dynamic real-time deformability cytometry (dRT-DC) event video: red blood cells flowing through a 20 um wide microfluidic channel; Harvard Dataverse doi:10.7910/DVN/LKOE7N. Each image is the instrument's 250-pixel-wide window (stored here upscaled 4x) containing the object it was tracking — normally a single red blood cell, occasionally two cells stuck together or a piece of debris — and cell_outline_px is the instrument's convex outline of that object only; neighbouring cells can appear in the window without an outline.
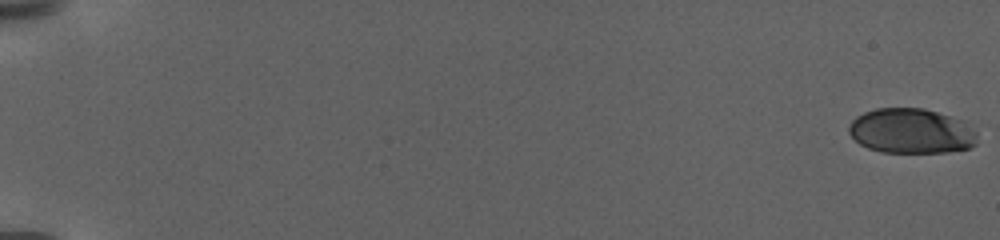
{"species": "human", "species_latin": "Homo sapiens", "temperature_condition": "warm", "stored_images_in_passage": 61, "camera_frame_rate_fps": 3000, "um_per_image_px": 0.085, "donor": {"sex": "female"}, "frame": {"image": 1, "passage_image": 1, "time_ms": 0.0, "image_size_px": [1000, 240], "cell_outline_px": [[976, 144], [968, 148], [948, 152], [880, 152], [868, 148], [860, 144], [848, 132], [848, 128], [852, 120], [856, 116], [864, 112], [876, 108], [924, 108], [960, 120], [976, 132]], "centroid_in_image_um": [77.41, 11.14], "position_along_channel_um": 7.6, "area_um2": 33.41}}
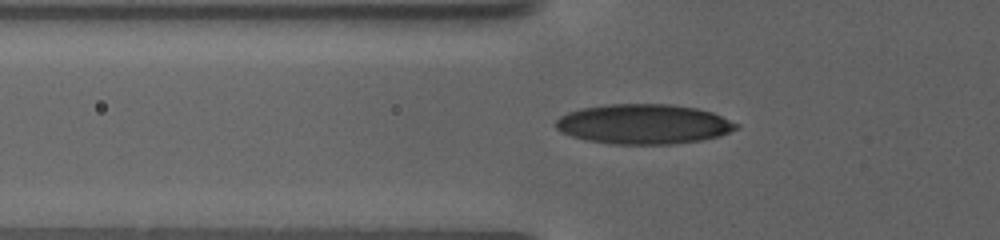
{"frame": {"image": 2, "passage_image": 23, "time_ms": 9.333, "image_size_px": [1000, 240], "cell_outline_px": [[740, 128], [720, 136], [700, 140], [672, 144], [612, 144], [584, 140], [560, 132], [556, 128], [556, 120], [560, 116], [568, 112], [580, 108], [608, 104], [668, 104], [696, 108], [712, 112], [740, 124]], "centroid_in_image_um": [54.71, 10.55], "position_along_channel_um": 71.1, "area_um2": 42.14}}
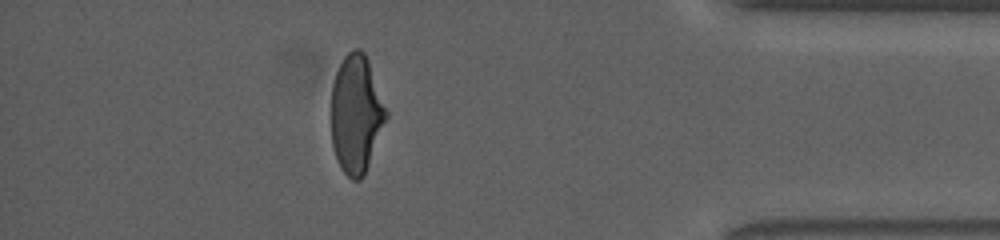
{"frame": {"image": 3, "passage_image": 54, "time_ms": 22.0, "image_size_px": [1000, 240], "cell_outline_px": [[388, 116], [364, 176], [360, 180], [352, 180], [340, 168], [332, 144], [332, 84], [336, 72], [344, 56], [352, 48], [360, 48], [364, 52], [368, 60], [388, 112]], "centroid_in_image_um": [30.28, 9.69], "position_along_channel_um": 404.9, "area_um2": 37.74}, "authors_computed_cell_mechanics": {"area_um2": 38.4948, "velocity_mm_per_s": 2.9092, "shape_relaxation_time_tau1_ms": 10.622, "shape_relaxation_time_tau2_ms": null, "deformation_change_tau1": 0.2696, "deformation_change_tau2": null}}